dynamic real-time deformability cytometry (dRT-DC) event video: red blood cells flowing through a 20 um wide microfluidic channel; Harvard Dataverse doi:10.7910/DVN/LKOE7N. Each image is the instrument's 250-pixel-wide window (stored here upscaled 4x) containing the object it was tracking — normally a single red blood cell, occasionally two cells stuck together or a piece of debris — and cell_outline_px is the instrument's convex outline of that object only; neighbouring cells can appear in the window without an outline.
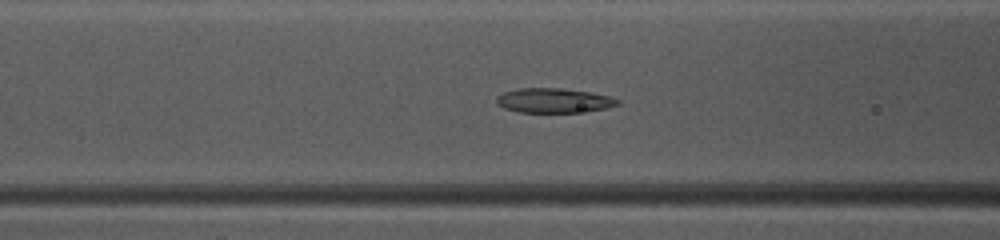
{"species": "common noctule bat (a hibernating species)", "species_latin": "Nyctalus noctula", "temperature_condition": "warm", "stored_images_in_passage": 39, "camera_frame_rate_fps": 3000, "um_per_image_px": 0.085, "animal": {"sex": "female", "body_mass_g": 10.0, "forearm_length_mm": 53.1}, "frame": {"image": 1, "passage_image": 10, "time_ms": 3.0, "image_size_px": [1000, 240], "cell_outline_px": [[620, 104], [604, 108], [576, 112], [520, 112], [504, 108], [496, 104], [496, 96], [504, 92], [516, 88], [560, 88], [588, 92], [608, 96], [620, 100]], "centroid_in_image_um": [47.01, 8.53], "position_along_channel_um": 119.6, "area_um2": 17.17}}
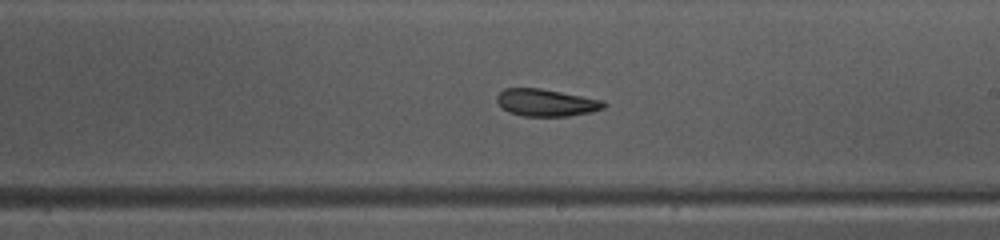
{"frame": {"image": 2, "passage_image": 19, "time_ms": 6.0, "image_size_px": [1000, 240], "cell_outline_px": [[608, 104], [604, 108], [592, 112], [568, 116], [520, 116], [508, 112], [496, 100], [496, 96], [504, 88], [540, 88], [604, 100]], "centroid_in_image_um": [46.45, 8.73], "position_along_channel_um": 242.6, "area_um2": 17.05}}
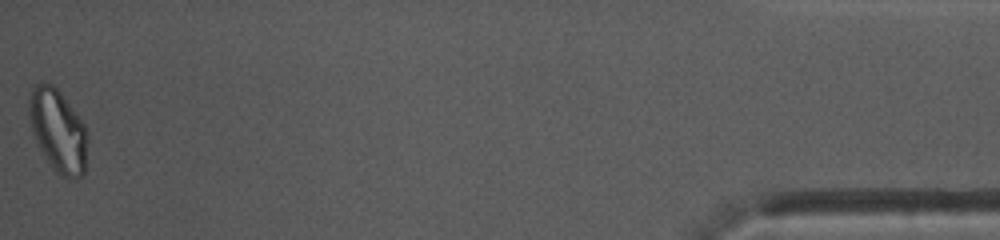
{"frame": {"image": 3, "passage_image": 39, "time_ms": 12.667, "image_size_px": [1000, 240], "cell_outline_px": [[88, 140], [84, 176], [76, 180], [68, 180], [56, 172], [52, 168], [40, 148], [32, 132], [28, 112], [28, 100], [32, 88], [36, 84], [52, 84], [60, 92], [84, 124], [88, 136]], "centroid_in_image_um": [4.95, 11.16], "position_along_channel_um": 430.3, "area_um2": 28.26}, "authors_computed_cell_mechanics": {"area_um2": 17.8602, "velocity_mm_per_s": 4.1023, "shape_relaxation_time_tau1_ms": 9.0876, "shape_relaxation_time_tau2_ms": 5.7395, "deformation_change_tau1": 0.2142, "deformation_change_tau2": 0.1151}}